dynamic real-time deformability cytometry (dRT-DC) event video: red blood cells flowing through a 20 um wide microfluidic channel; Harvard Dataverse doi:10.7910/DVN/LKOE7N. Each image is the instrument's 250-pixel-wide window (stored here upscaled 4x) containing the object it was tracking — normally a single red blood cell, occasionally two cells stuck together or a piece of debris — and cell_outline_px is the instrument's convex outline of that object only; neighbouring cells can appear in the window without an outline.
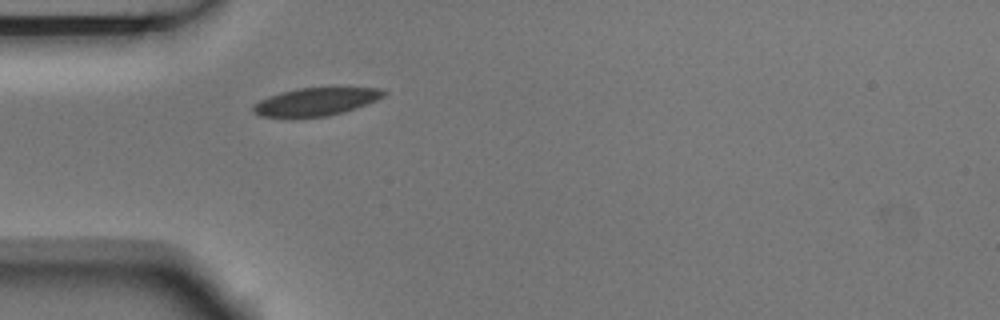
{"species": "Egyptian fruit bat (a non-hibernating species)", "species_latin": "Rousettus aegyptiacus", "temperature_condition": "room temperature", "stored_images_in_passage": 1, "camera_frame_rate_fps": 3000, "um_per_image_px": 0.085, "animal": {"sex": "male"}, "frame": {"image": 1, "passage_image": 1, "time_ms": 0.0, "image_size_px": [1000, 320], "cell_outline_px": [[388, 92], [384, 96], [376, 100], [344, 112], [328, 116], [260, 116], [252, 112], [252, 104], [268, 96], [280, 92], [296, 88], [380, 88]], "centroid_in_image_um": [26.83, 8.63], "position_along_channel_um": 58.2, "area_um2": 20.92}}